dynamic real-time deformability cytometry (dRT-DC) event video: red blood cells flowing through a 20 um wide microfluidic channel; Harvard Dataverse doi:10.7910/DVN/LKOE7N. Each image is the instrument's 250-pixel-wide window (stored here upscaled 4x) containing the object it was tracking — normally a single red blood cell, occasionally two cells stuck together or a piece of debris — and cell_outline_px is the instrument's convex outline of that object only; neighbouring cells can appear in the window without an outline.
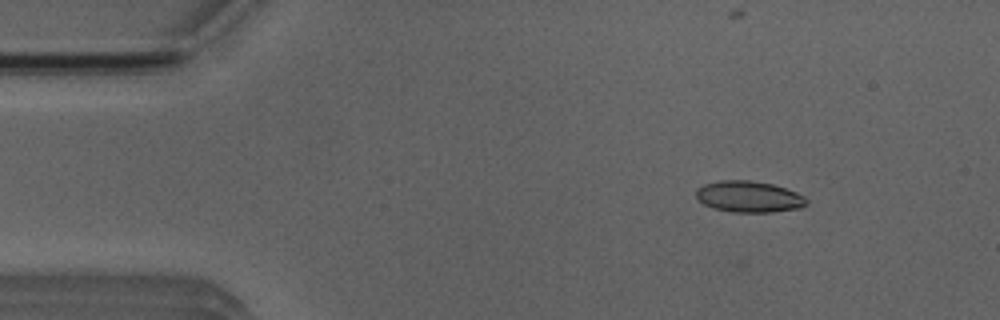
{"species": "Egyptian fruit bat (a non-hibernating species)", "species_latin": "Rousettus aegyptiacus", "temperature_condition": "room temperature", "stored_images_in_passage": 18, "camera_frame_rate_fps": 3000, "um_per_image_px": 0.085, "animal": {"sex": "male"}, "frame": {"image": 1, "passage_image": 6, "time_ms": 1.667, "image_size_px": [1000, 320], "cell_outline_px": [[808, 204], [800, 208], [772, 212], [732, 212], [716, 208], [704, 204], [696, 196], [696, 192], [704, 184], [720, 180], [748, 180], [772, 184], [796, 192], [804, 196], [808, 200]], "centroid_in_image_um": [63.7, 16.72], "position_along_channel_um": 21.3, "area_um2": 19.94}}
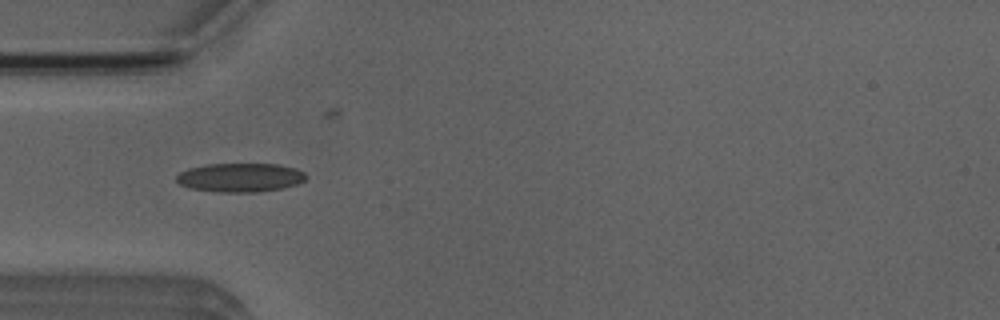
{"frame": {"image": 2, "passage_image": 15, "time_ms": 4.667, "image_size_px": [1000, 320], "cell_outline_px": [[308, 176], [304, 180], [296, 184], [280, 188], [256, 192], [220, 192], [192, 188], [180, 184], [176, 180], [176, 176], [180, 172], [188, 168], [208, 164], [276, 164], [292, 168], [304, 172]], "centroid_in_image_um": [20.4, 15.08], "position_along_channel_um": 64.6, "area_um2": 21.5}}